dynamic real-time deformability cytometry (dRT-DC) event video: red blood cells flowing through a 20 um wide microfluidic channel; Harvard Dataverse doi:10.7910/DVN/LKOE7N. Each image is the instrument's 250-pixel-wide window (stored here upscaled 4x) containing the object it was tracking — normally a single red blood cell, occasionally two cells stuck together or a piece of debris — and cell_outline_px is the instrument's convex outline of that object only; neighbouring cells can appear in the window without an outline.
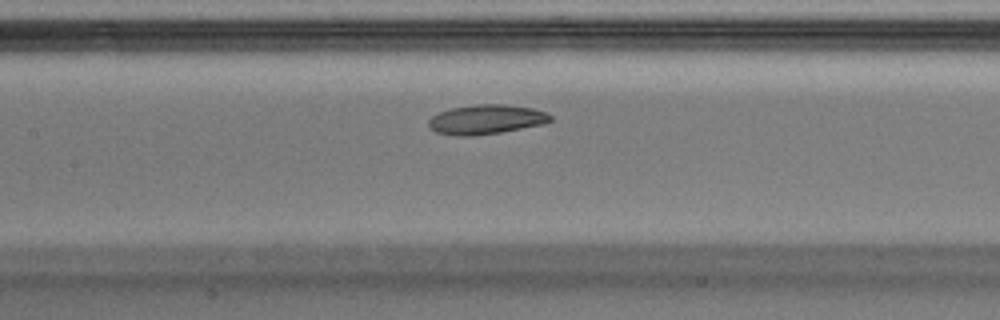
{"species": "Egyptian fruit bat (a non-hibernating species)", "species_latin": "Rousettus aegyptiacus", "temperature_condition": "warm", "stored_images_in_passage": 37, "camera_frame_rate_fps": 3000, "um_per_image_px": 0.085, "animal": {"sex": "male"}, "frame": {"image": 1, "passage_image": 11, "time_ms": 3.333, "image_size_px": [1000, 320], "cell_outline_px": [[552, 120], [544, 124], [500, 132], [476, 136], [456, 136], [436, 132], [428, 128], [428, 120], [432, 116], [440, 112], [452, 108], [476, 104], [504, 104], [532, 108], [544, 112], [552, 116]], "centroid_in_image_um": [41.3, 10.16], "position_along_channel_um": 166.1, "area_um2": 20.98}}
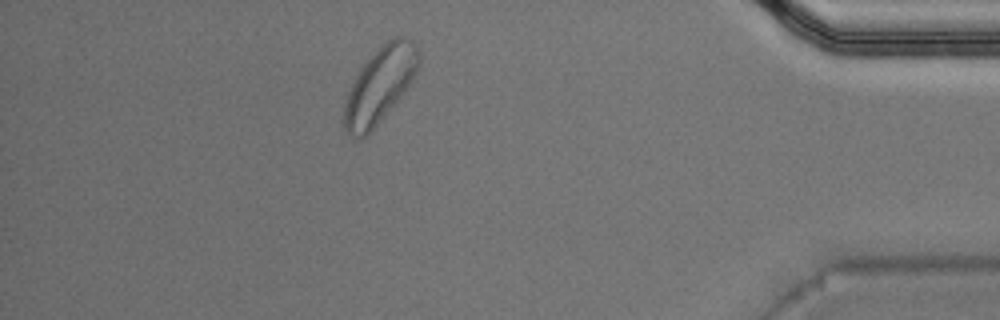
{"frame": {"image": 2, "passage_image": 32, "time_ms": 10.333, "image_size_px": [1000, 320], "cell_outline_px": [[420, 64], [416, 72], [400, 96], [388, 112], [368, 136], [360, 140], [356, 140], [348, 136], [340, 124], [344, 104], [348, 92], [364, 60], [384, 40], [396, 36], [404, 36], [412, 40], [416, 44], [420, 52]], "centroid_in_image_um": [32.23, 7.25], "position_along_channel_um": 403.0, "area_um2": 33.81}}